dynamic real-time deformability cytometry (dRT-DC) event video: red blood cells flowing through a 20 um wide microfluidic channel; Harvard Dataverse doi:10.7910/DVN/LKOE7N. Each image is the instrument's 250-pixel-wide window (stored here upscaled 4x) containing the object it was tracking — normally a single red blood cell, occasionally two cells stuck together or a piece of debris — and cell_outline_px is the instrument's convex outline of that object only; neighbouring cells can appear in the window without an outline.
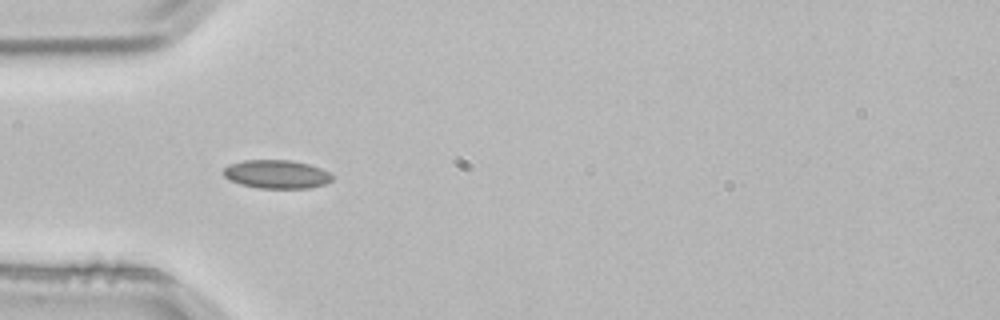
{"species": "common noctule bat (a hibernating species)", "species_latin": "Nyctalus noctula", "temperature_condition": "room temperature", "stored_images_in_passage": 4, "camera_frame_rate_fps": 3000, "um_per_image_px": 0.085, "animal": {"sex": "male", "body_mass_g": 21.5, "forearm_length_mm": 52.0}, "frame": {"image": 1, "passage_image": 3, "time_ms": 0.667, "image_size_px": [1000, 320], "cell_outline_px": [[336, 176], [332, 180], [324, 184], [308, 188], [260, 188], [240, 184], [228, 180], [224, 176], [224, 168], [228, 164], [244, 160], [292, 160], [308, 164], [320, 168]], "centroid_in_image_um": [23.51, 14.8], "position_along_channel_um": 61.5, "area_um2": 18.15}}